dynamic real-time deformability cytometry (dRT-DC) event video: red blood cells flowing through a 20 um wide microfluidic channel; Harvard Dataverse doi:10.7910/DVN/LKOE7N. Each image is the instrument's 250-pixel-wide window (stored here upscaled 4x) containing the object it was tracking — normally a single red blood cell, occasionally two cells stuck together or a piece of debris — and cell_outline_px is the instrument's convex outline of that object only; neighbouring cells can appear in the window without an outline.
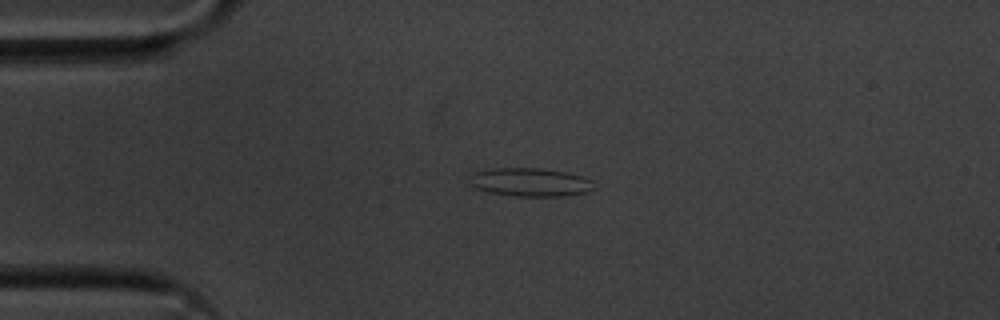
{"species": "common noctule bat (a hibernating species)", "species_latin": "Nyctalus noctula", "temperature_condition": "cold", "stored_images_in_passage": 43, "camera_frame_rate_fps": 3000, "um_per_image_px": 0.085, "animal": {"sex": "male", "body_mass_g": 20.1, "forearm_length_mm": 53.5}, "frame": {"image": 1, "passage_image": 1, "time_ms": 0.0, "image_size_px": [1000, 320], "cell_outline_px": [[592, 188], [588, 192], [564, 196], [516, 196], [488, 192], [476, 188], [468, 184], [468, 176], [472, 172], [496, 168], [540, 168], [568, 172], [592, 180]], "centroid_in_image_um": [45.0, 15.48], "position_along_channel_um": 40.0, "area_um2": 20.75}}
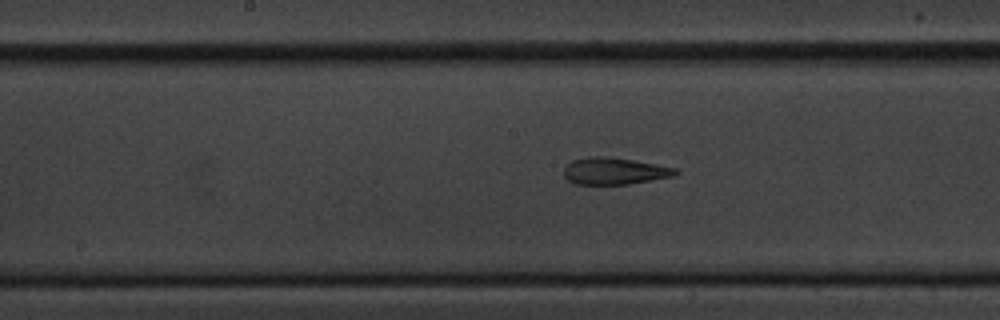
{"frame": {"image": 2, "passage_image": 16, "time_ms": 5.0, "image_size_px": [1000, 320], "cell_outline_px": [[680, 172], [672, 176], [628, 184], [576, 184], [568, 180], [564, 176], [564, 168], [572, 160], [588, 156], [608, 156], [632, 160], [676, 168]], "centroid_in_image_um": [52.19, 14.53], "position_along_channel_um": 196.0, "area_um2": 17.34}}
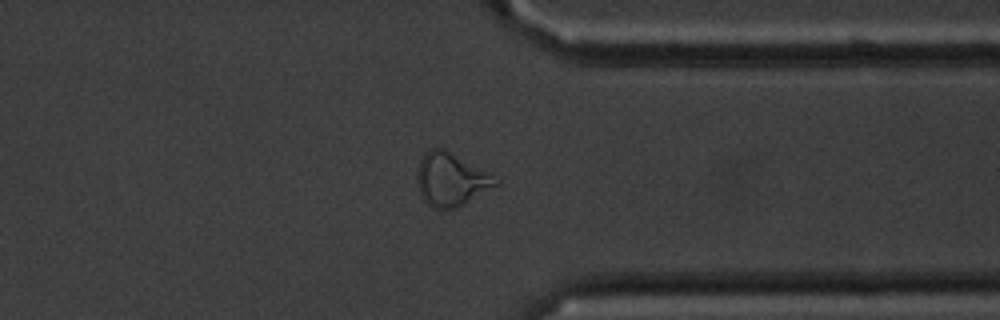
{"frame": {"image": 3, "passage_image": 31, "time_ms": 10.0, "image_size_px": [1000, 320], "cell_outline_px": [[500, 184], [464, 204], [456, 208], [432, 208], [424, 200], [420, 192], [416, 180], [416, 172], [420, 160], [424, 152], [428, 148], [444, 148], [488, 172], [500, 180]], "centroid_in_image_um": [38.33, 15.24], "position_along_channel_um": 373.1, "area_um2": 24.39}, "authors_computed_cell_mechanics": {"area_um2": 18.7272, "velocity_mm_per_s": 3.6048, "shape_relaxation_time_tau1_ms": 8.3077, "shape_relaxation_time_tau2_ms": 3.2657, "deformation_change_tau1": 0.2099, "deformation_change_tau2": 0.1158}}